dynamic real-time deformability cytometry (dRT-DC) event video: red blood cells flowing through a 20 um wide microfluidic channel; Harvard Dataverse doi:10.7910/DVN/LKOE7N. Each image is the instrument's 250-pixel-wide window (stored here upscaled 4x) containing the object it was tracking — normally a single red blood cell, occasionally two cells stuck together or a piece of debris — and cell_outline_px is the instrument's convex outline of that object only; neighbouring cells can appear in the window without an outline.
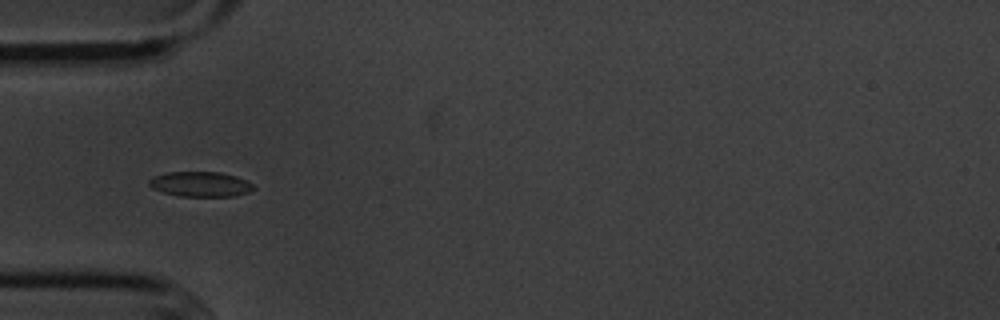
{"species": "common noctule bat (a hibernating species)", "species_latin": "Nyctalus noctula", "temperature_condition": "cold", "stored_images_in_passage": 6, "camera_frame_rate_fps": 3000, "um_per_image_px": 0.085, "animal": {"sex": "male", "body_mass_g": 20.1, "forearm_length_mm": 53.5}, "frame": {"image": 1, "passage_image": 5, "time_ms": 4.667, "image_size_px": [1000, 320], "cell_outline_px": [[256, 188], [248, 192], [236, 196], [180, 196], [164, 192], [152, 188], [148, 184], [148, 180], [152, 176], [168, 172], [220, 172], [236, 176], [248, 180]], "centroid_in_image_um": [17.05, 15.65], "position_along_channel_um": 68.0, "area_um2": 15.32}}
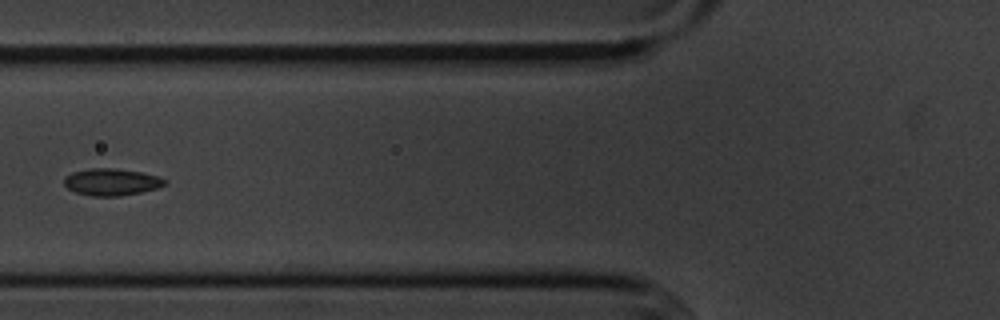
{"frame": {"image": 2, "passage_image": 6, "time_ms": 6.0, "image_size_px": [1000, 320], "cell_outline_px": [[168, 184], [156, 188], [140, 192], [120, 196], [92, 196], [76, 192], [68, 188], [64, 184], [64, 176], [72, 172], [88, 168], [116, 168], [140, 172], [156, 176], [168, 180]], "centroid_in_image_um": [9.47, 15.46], "position_along_channel_um": 116.3, "area_um2": 15.84}}